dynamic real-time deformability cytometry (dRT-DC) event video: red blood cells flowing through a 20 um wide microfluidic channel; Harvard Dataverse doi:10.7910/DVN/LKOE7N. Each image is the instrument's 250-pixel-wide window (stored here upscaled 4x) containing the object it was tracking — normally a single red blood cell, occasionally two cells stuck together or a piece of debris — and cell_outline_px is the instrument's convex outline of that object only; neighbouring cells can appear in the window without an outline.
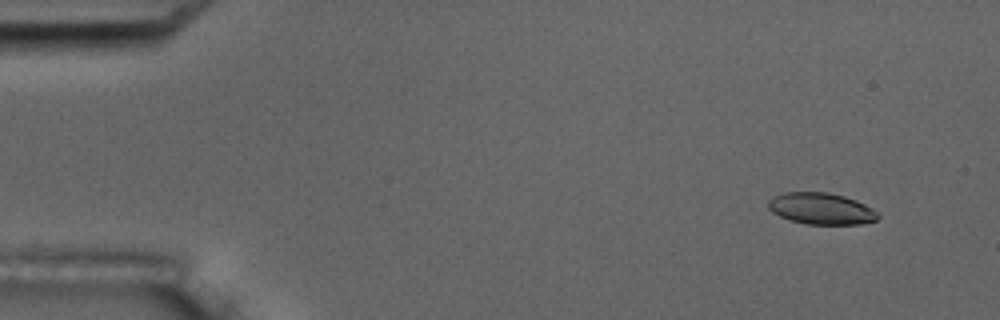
{"species": "common noctule bat (a hibernating species)", "species_latin": "Nyctalus noctula", "temperature_condition": "room temperature", "stored_images_in_passage": 9, "camera_frame_rate_fps": 3000, "um_per_image_px": 0.085, "animal": {"sex": "male", "body_mass_g": 17.5, "forearm_length_mm": 52.3}, "frame": {"image": 1, "passage_image": 2, "time_ms": 1.0, "image_size_px": [1000, 320], "cell_outline_px": [[880, 216], [876, 220], [860, 224], [808, 224], [788, 220], [772, 212], [768, 208], [768, 200], [772, 196], [784, 192], [828, 192], [844, 196], [856, 200], [872, 208]], "centroid_in_image_um": [69.77, 17.73], "position_along_channel_um": 15.2, "area_um2": 20.23}}
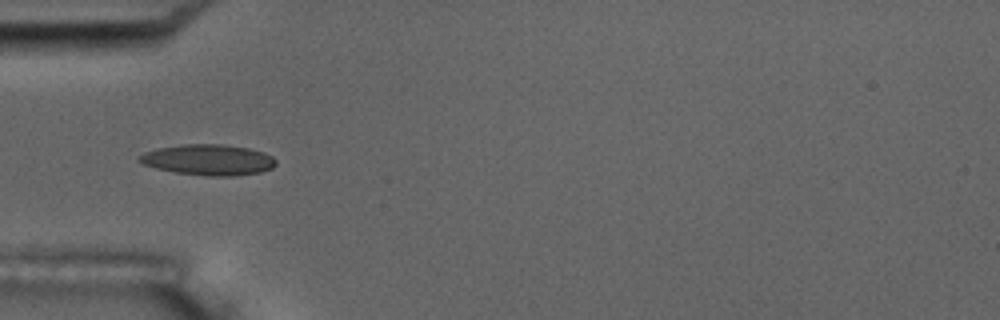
{"frame": {"image": 2, "passage_image": 6, "time_ms": 5.667, "image_size_px": [1000, 320], "cell_outline_px": [[276, 164], [272, 168], [260, 172], [232, 176], [208, 176], [176, 172], [156, 168], [144, 164], [136, 160], [136, 156], [144, 152], [160, 148], [184, 144], [220, 144], [248, 148], [264, 152], [272, 156], [276, 160]], "centroid_in_image_um": [17.7, 13.58], "position_along_channel_um": 67.3, "area_um2": 24.45}}
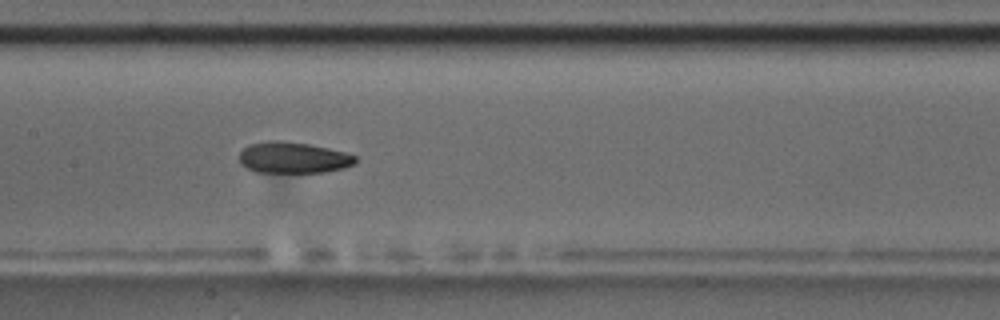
{"frame": {"image": 3, "passage_image": 9, "time_ms": 9.0, "image_size_px": [1000, 320], "cell_outline_px": [[356, 164], [344, 168], [324, 172], [256, 172], [240, 164], [240, 152], [248, 144], [268, 140], [280, 140], [308, 144], [328, 148], [344, 152], [356, 156]], "centroid_in_image_um": [24.92, 13.39], "position_along_channel_um": 182.5, "area_um2": 21.15}}